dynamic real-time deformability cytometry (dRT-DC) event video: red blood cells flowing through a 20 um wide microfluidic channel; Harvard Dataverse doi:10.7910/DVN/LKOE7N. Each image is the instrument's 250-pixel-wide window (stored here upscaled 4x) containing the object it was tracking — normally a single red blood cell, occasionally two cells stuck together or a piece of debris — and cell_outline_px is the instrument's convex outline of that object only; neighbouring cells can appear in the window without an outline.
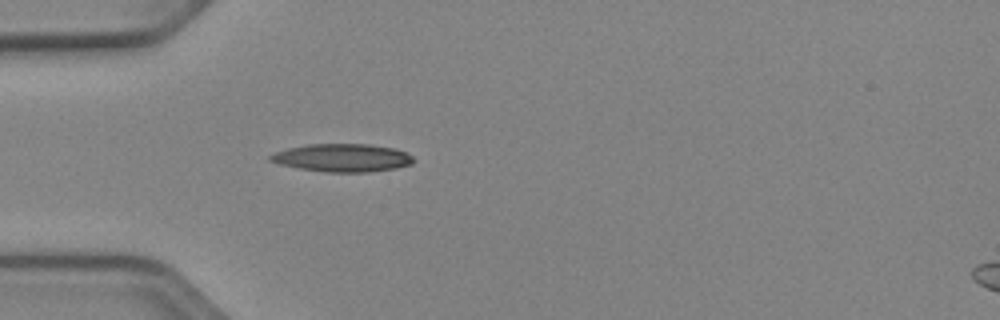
{"species": "Egyptian fruit bat (a non-hibernating species)", "species_latin": "Rousettus aegyptiacus", "temperature_condition": "cold", "stored_images_in_passage": 33, "camera_frame_rate_fps": 3000, "um_per_image_px": 0.085, "animal": {"sex": "female"}, "frame": {"image": 1, "passage_image": 1, "time_ms": 0.0, "image_size_px": [1000, 320], "cell_outline_px": [[416, 160], [412, 164], [396, 168], [368, 172], [324, 172], [300, 168], [280, 164], [268, 160], [268, 156], [276, 152], [288, 148], [308, 144], [368, 144], [396, 148], [412, 156]], "centroid_in_image_um": [29.12, 13.41], "position_along_channel_um": 55.9, "area_um2": 23.35}, "authors_computed_cell_mechanics": {"area_um2": 21.1548, "velocity_mm_per_s": 3.9336, "shape_relaxation_time_tau1_ms": 1.286, "shape_relaxation_time_tau2_ms": 5.3022, "deformation_change_tau1": 0.1168, "deformation_change_tau2": 0.1209}}